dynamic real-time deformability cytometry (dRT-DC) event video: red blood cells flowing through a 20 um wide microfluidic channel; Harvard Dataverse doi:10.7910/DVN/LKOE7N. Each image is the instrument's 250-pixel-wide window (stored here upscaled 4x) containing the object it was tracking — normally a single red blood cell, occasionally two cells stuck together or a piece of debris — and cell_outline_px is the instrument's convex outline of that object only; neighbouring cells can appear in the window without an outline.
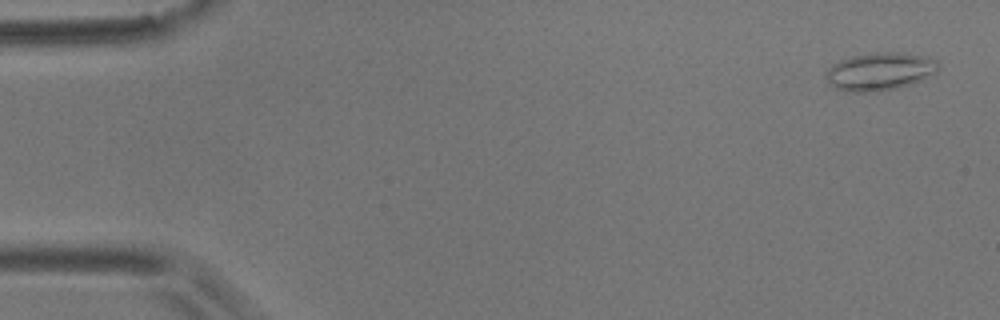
{"species": "common noctule bat (a hibernating species)", "species_latin": "Nyctalus noctula", "temperature_condition": "room temperature", "stored_images_in_passage": 1, "camera_frame_rate_fps": 3000, "um_per_image_px": 0.085, "animal": {"sex": "male", "body_mass_g": 17.9}, "frame": {"image": 1, "passage_image": 1, "time_ms": 0.0, "image_size_px": [1000, 320], "cell_outline_px": [[940, 68], [936, 72], [912, 84], [896, 88], [876, 92], [848, 92], [836, 88], [828, 84], [824, 76], [828, 68], [832, 64], [840, 60], [852, 56], [876, 52], [900, 52], [924, 56], [936, 60], [940, 64]], "centroid_in_image_um": [74.76, 6.08], "position_along_channel_um": 10.2, "area_um2": 25.03}}